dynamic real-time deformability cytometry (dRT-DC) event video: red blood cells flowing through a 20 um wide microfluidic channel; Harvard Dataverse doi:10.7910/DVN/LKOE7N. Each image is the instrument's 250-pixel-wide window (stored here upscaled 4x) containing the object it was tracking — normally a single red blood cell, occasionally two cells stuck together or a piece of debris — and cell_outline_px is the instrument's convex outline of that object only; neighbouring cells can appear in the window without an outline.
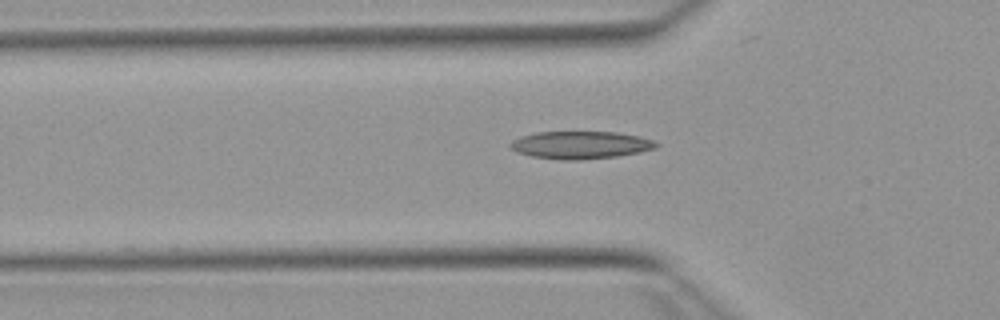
{"species": "Egyptian fruit bat (a non-hibernating species)", "species_latin": "Rousettus aegyptiacus", "temperature_condition": "warm", "stored_images_in_passage": 33, "camera_frame_rate_fps": 3000, "um_per_image_px": 0.085, "animal": {"sex": "female"}, "frame": {"image": 1, "passage_image": 3, "time_ms": 0.667, "image_size_px": [1000, 320], "cell_outline_px": [[660, 144], [656, 148], [640, 152], [616, 156], [580, 160], [560, 160], [532, 156], [516, 152], [508, 144], [512, 140], [520, 136], [536, 132], [616, 132], [636, 136], [652, 140]], "centroid_in_image_um": [49.31, 12.32], "position_along_channel_um": 76.5, "area_um2": 23.41}}
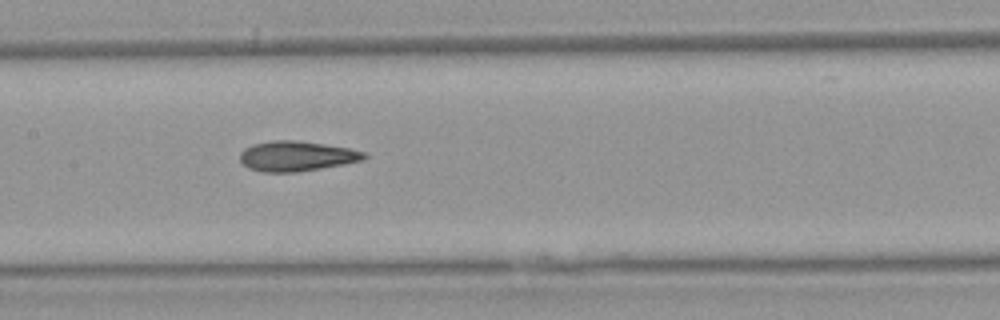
{"frame": {"image": 2, "passage_image": 11, "time_ms": 3.333, "image_size_px": [1000, 320], "cell_outline_px": [[368, 156], [360, 160], [344, 164], [296, 172], [264, 172], [248, 168], [240, 160], [240, 152], [244, 148], [252, 144], [272, 140], [296, 140], [324, 144], [348, 148], [364, 152]], "centroid_in_image_um": [25.16, 13.26], "position_along_channel_um": 182.2, "area_um2": 21.62}}
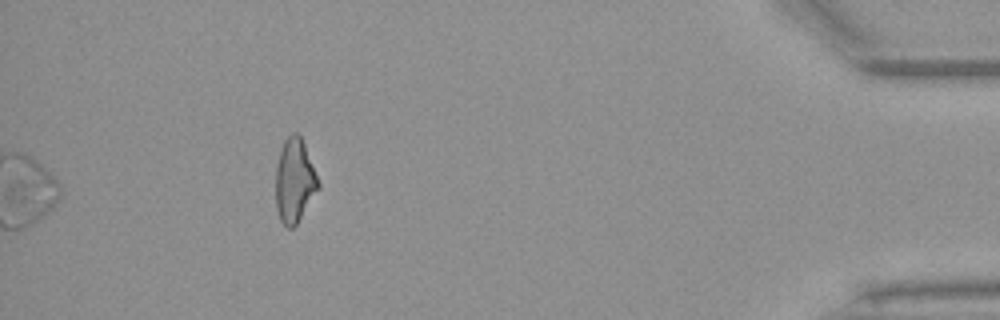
{"frame": {"image": 3, "passage_image": 33, "time_ms": 10.667, "image_size_px": [1000, 320], "cell_outline_px": [[320, 188], [296, 224], [292, 228], [288, 228], [280, 220], [276, 208], [276, 164], [280, 148], [284, 140], [292, 132], [296, 132], [300, 136], [304, 144], [320, 184]], "centroid_in_image_um": [25.02, 15.35], "position_along_channel_um": 410.2, "area_um2": 20.75}, "authors_computed_cell_mechanics": {"area_um2": 21.5594, "velocity_mm_per_s": 3.934, "shape_relaxation_time_tau1_ms": null, "shape_relaxation_time_tau2_ms": 3.4274, "deformation_change_tau1": null, "deformation_change_tau2": 0.1208}}